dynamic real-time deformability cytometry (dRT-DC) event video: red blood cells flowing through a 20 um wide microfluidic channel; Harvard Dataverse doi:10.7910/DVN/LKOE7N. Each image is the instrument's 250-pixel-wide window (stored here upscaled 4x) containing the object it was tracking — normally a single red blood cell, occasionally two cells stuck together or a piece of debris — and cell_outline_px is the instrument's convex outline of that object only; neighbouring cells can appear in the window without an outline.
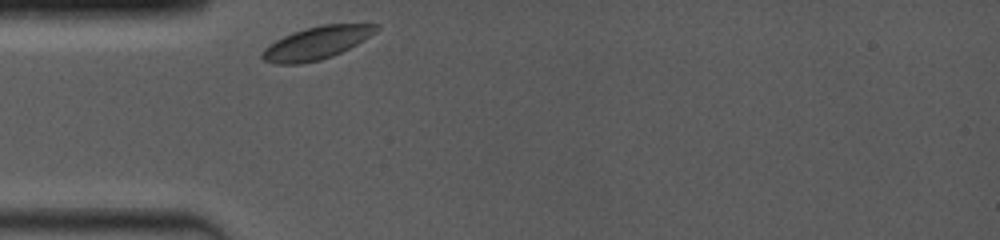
{"species": "common noctule bat (a hibernating species)", "species_latin": "Nyctalus noctula", "temperature_condition": "room temperature", "stored_images_in_passage": 1, "camera_frame_rate_fps": 4000, "um_per_image_px": 0.085, "animal": {"sex": "female", "body_mass_g": 19.0, "forearm_length_mm": 53.3}, "frame": {"image": 1, "passage_image": 1, "time_ms": 0.0, "image_size_px": [1000, 240], "cell_outline_px": [[380, 28], [376, 32], [364, 40], [332, 56], [320, 60], [300, 64], [276, 64], [264, 60], [260, 56], [260, 52], [268, 44], [292, 32], [320, 24], [380, 24]], "centroid_in_image_um": [26.89, 3.65], "position_along_channel_um": 58.1, "area_um2": 21.79}}